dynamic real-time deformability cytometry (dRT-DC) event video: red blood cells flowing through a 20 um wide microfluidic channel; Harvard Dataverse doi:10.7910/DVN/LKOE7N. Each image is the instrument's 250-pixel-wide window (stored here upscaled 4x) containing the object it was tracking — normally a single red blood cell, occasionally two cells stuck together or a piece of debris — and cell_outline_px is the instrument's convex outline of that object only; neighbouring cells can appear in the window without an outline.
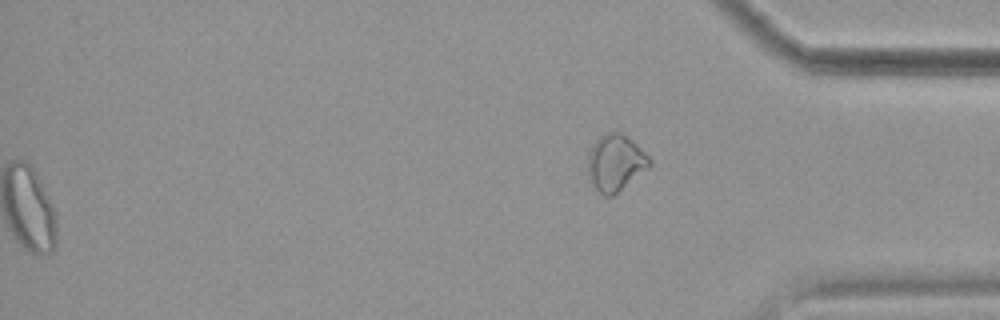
{"species": "common noctule bat (a hibernating species)", "species_latin": "Nyctalus noctula", "temperature_condition": "cold", "stored_images_in_passage": 58, "segment_of_instrument_passage": [2, 2], "camera_frame_rate_fps": 3000, "um_per_image_px": 0.085, "animal": {"sex": "female", "body_mass_g": 19.9}, "frame": {"image": 1, "passage_image": 58, "time_ms": 19.0, "image_size_px": [1000, 320], "cell_outline_px": [[652, 164], [648, 168], [612, 196], [604, 196], [588, 180], [588, 152], [592, 144], [600, 136], [608, 132], [620, 132], [632, 140], [652, 160]], "centroid_in_image_um": [52.29, 13.83], "position_along_channel_um": 382.9, "area_um2": 20.17}}